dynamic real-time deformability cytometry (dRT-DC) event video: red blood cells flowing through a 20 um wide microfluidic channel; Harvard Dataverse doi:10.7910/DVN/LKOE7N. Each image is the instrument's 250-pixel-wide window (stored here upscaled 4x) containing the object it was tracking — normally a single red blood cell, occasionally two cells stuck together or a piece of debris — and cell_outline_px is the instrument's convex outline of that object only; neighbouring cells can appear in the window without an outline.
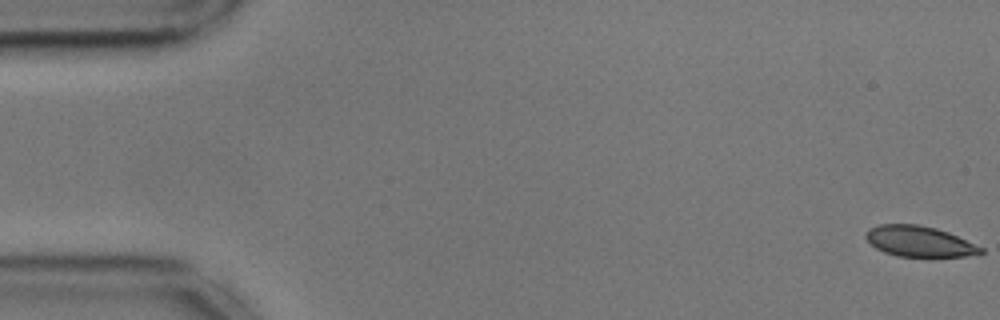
{"species": "common noctule bat (a hibernating species)", "species_latin": "Nyctalus noctula", "temperature_condition": "cold", "stored_images_in_passage": 56, "camera_frame_rate_fps": 3000, "um_per_image_px": 0.085, "animal": {"sex": "male", "body_mass_g": 17.9, "forearm_length_mm": 54.2}, "frame": {"image": 1, "passage_image": 1, "time_ms": 0.0, "image_size_px": [1000, 320], "cell_outline_px": [[984, 252], [964, 256], [896, 256], [884, 252], [876, 248], [864, 236], [872, 228], [880, 224], [916, 224], [936, 228], [948, 232], [984, 248]], "centroid_in_image_um": [78.14, 20.51], "position_along_channel_um": 6.9, "area_um2": 20.17}}
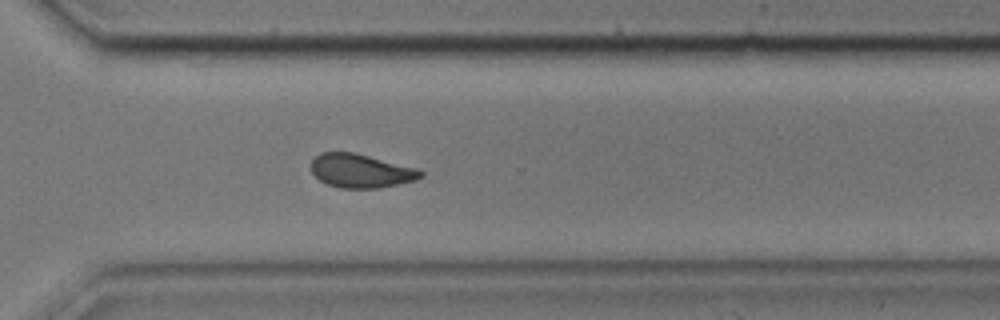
{"frame": {"image": 2, "passage_image": 40, "time_ms": 13.0, "image_size_px": [1000, 320], "cell_outline_px": [[424, 176], [416, 180], [380, 188], [340, 188], [328, 184], [320, 180], [312, 172], [312, 160], [320, 152], [356, 152], [416, 168], [424, 172]], "centroid_in_image_um": [30.69, 14.52], "position_along_channel_um": 339.9, "area_um2": 21.56}}
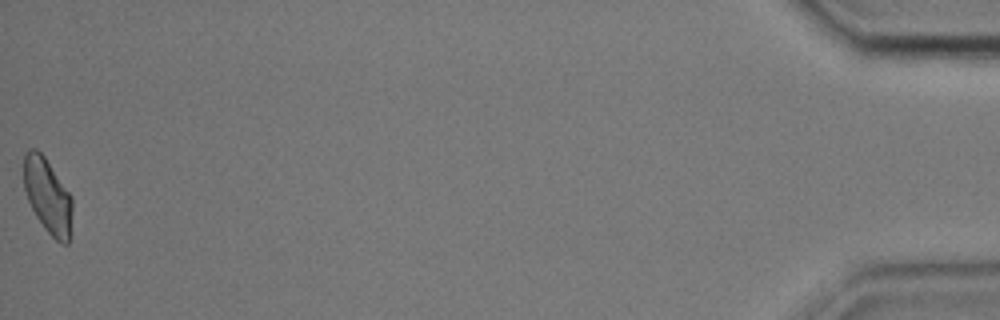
{"frame": {"image": 3, "passage_image": 56, "time_ms": 18.333, "image_size_px": [1000, 320], "cell_outline_px": [[72, 208], [68, 244], [60, 244], [44, 228], [36, 216], [28, 200], [24, 188], [24, 152], [28, 148], [36, 148], [44, 156], [72, 196]], "centroid_in_image_um": [4.04, 16.63], "position_along_channel_um": 431.2, "area_um2": 21.1}, "authors_computed_cell_mechanics": {"area_um2": 21.9062, "velocity_mm_per_s": 3.5744, "shape_relaxation_time_tau1_ms": 5.1092, "shape_relaxation_time_tau2_ms": 2.4627, "deformation_change_tau1": 0.1159, "deformation_change_tau2": 0.058}}